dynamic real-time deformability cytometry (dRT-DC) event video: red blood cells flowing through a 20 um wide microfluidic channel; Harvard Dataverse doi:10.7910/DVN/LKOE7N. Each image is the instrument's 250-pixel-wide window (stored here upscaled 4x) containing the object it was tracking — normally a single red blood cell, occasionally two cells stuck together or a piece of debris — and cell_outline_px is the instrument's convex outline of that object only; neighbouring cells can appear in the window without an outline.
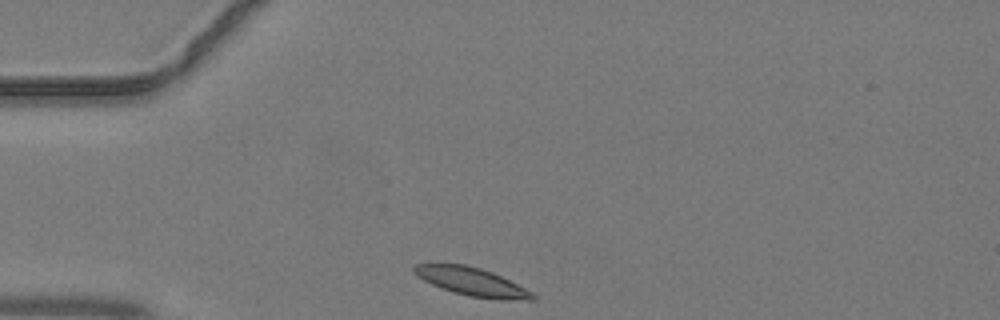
{"species": "common noctule bat (a hibernating species)", "species_latin": "Nyctalus noctula", "temperature_condition": "warm", "stored_images_in_passage": 34, "camera_frame_rate_fps": 3000, "um_per_image_px": 0.085, "animal": {"sex": "male", "body_mass_g": 19.2, "forearm_length_mm": 51.8}, "frame": {"image": 1, "passage_image": 1, "time_ms": 0.0, "image_size_px": [1000, 320], "cell_outline_px": [[536, 300], [500, 300], [468, 296], [452, 292], [440, 288], [416, 276], [412, 272], [412, 264], [464, 264], [480, 268], [492, 272], [532, 292], [536, 296]], "centroid_in_image_um": [40.07, 23.95], "position_along_channel_um": 44.9, "area_um2": 19.54}}
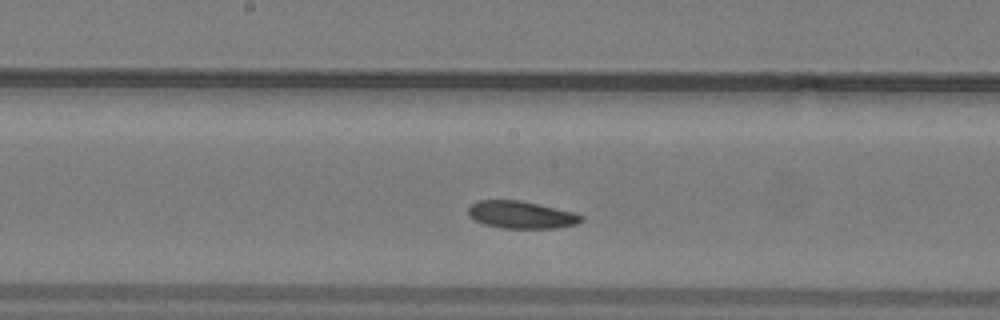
{"frame": {"image": 2, "passage_image": 13, "time_ms": 4.0, "image_size_px": [1000, 320], "cell_outline_px": [[584, 220], [576, 224], [556, 228], [500, 228], [484, 224], [468, 216], [468, 208], [472, 204], [480, 200], [520, 200], [572, 212], [584, 216]], "centroid_in_image_um": [44.29, 18.26], "position_along_channel_um": 203.9, "area_um2": 17.92}}
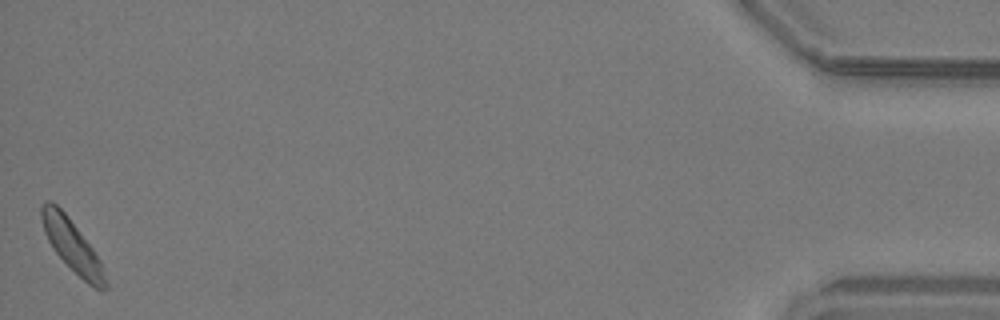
{"frame": {"image": 3, "passage_image": 34, "time_ms": 11.0, "image_size_px": [1000, 320], "cell_outline_px": [[108, 288], [104, 292], [100, 292], [88, 284], [52, 248], [44, 232], [40, 216], [40, 208], [44, 200], [52, 200], [68, 216], [92, 248], [100, 260], [108, 284]], "centroid_in_image_um": [6.13, 20.87], "position_along_channel_um": 429.1, "area_um2": 19.19}}